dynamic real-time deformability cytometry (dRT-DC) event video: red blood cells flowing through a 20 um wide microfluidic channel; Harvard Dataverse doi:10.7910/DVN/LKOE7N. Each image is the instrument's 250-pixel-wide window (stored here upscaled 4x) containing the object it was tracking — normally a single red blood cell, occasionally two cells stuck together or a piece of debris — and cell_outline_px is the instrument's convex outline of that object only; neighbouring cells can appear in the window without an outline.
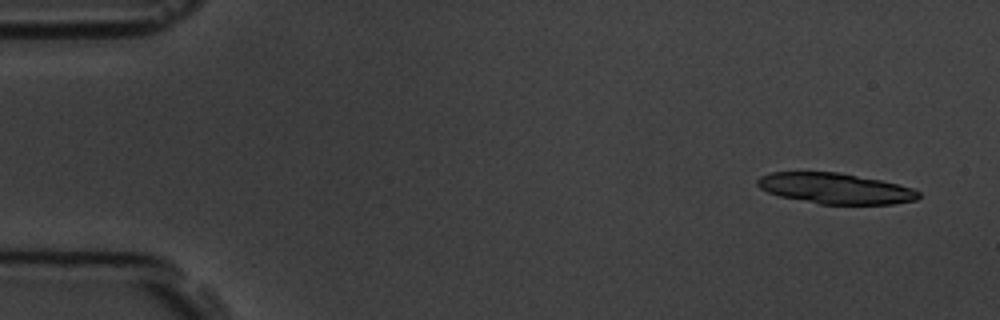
{"species": "common noctule bat (a hibernating species)", "species_latin": "Nyctalus noctula", "temperature_condition": "room temperature", "stored_images_in_passage": 3, "camera_frame_rate_fps": 3000, "um_per_image_px": 0.085, "animal": {"sex": "male", "body_mass_g": 19.5, "forearm_length_mm": 54.6}, "frame": {"image": 1, "passage_image": 1, "time_ms": 0.0, "image_size_px": [1000, 320], "cell_outline_px": [[920, 196], [916, 200], [892, 204], [820, 204], [780, 196], [768, 192], [760, 188], [756, 184], [756, 180], [760, 176], [772, 172], [840, 172], [880, 180], [912, 188], [920, 192]], "centroid_in_image_um": [70.99, 16.01], "position_along_channel_um": 14.0, "area_um2": 28.73}}